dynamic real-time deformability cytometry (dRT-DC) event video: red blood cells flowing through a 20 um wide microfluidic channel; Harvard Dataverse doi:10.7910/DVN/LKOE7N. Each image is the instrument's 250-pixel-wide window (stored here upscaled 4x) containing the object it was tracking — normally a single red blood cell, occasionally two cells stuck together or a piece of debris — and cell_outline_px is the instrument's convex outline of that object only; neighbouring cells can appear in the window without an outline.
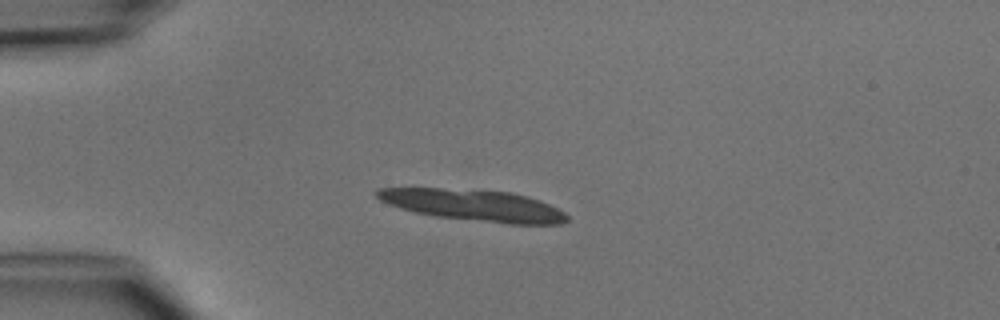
{"species": "common noctule bat (a hibernating species)", "species_latin": "Nyctalus noctula", "temperature_condition": "cold", "stored_images_in_passage": 2, "camera_frame_rate_fps": 3000, "um_per_image_px": 0.085, "animal": {"sex": "male", "body_mass_g": 15.6}, "frame": {"image": 1, "passage_image": 1, "time_ms": 0.0, "image_size_px": [1000, 320], "cell_outline_px": [[568, 220], [560, 224], [508, 224], [436, 216], [416, 212], [400, 208], [388, 204], [380, 200], [372, 192], [376, 188], [440, 188], [512, 192], [528, 196], [540, 200], [564, 212], [568, 216]], "centroid_in_image_um": [40.24, 17.44], "position_along_channel_um": 44.8, "area_um2": 34.74}}